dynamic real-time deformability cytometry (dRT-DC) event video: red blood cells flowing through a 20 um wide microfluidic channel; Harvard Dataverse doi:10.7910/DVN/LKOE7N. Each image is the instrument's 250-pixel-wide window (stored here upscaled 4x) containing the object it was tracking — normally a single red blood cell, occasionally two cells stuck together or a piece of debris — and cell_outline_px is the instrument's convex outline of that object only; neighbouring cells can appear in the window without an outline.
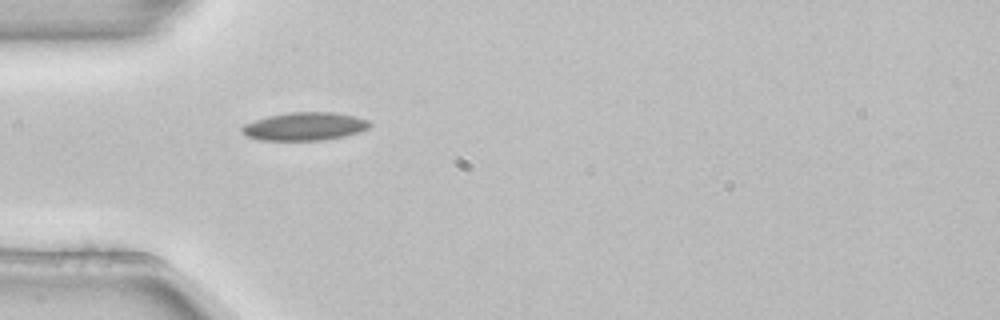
{"species": "common noctule bat (a hibernating species)", "species_latin": "Nyctalus noctula", "temperature_condition": "room temperature", "stored_images_in_passage": 1, "camera_frame_rate_fps": 3000, "um_per_image_px": 0.085, "animal": {"sex": "female", "body_mass_g": 22.7, "forearm_length_mm": 54.2}, "frame": {"image": 1, "passage_image": 1, "time_ms": 0.0, "image_size_px": [1000, 320], "cell_outline_px": [[372, 124], [368, 128], [360, 132], [344, 136], [320, 140], [260, 140], [248, 136], [240, 132], [240, 128], [244, 124], [268, 116], [288, 112], [336, 112], [356, 116], [368, 120]], "centroid_in_image_um": [25.91, 10.73], "position_along_channel_um": 59.1, "area_um2": 20.98}}